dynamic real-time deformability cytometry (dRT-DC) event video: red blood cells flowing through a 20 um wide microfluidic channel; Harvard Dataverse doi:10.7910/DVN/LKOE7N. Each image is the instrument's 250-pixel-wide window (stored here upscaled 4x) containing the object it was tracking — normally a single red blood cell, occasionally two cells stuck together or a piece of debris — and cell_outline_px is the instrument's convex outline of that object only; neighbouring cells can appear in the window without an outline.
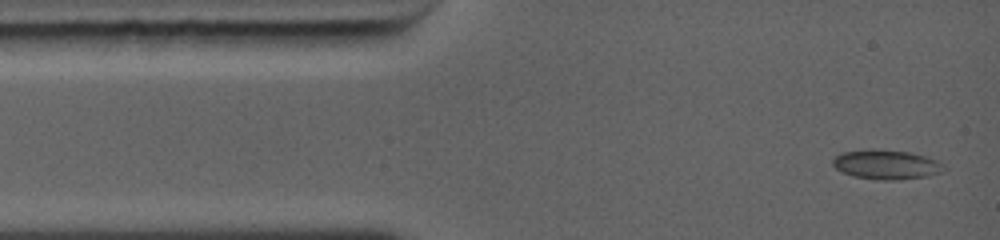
{"species": "common noctule bat (a hibernating species)", "species_latin": "Nyctalus noctula", "temperature_condition": "warm", "stored_images_in_passage": 24, "camera_frame_rate_fps": 5000, "um_per_image_px": 0.085, "animal": {"sex": "female", "body_mass_g": 19.0, "forearm_length_mm": 56.7}, "frame": {"image": 1, "passage_image": 1, "time_ms": 0.0, "image_size_px": [1000, 240], "cell_outline_px": [[944, 168], [940, 172], [928, 176], [900, 180], [884, 180], [852, 176], [836, 168], [832, 164], [832, 160], [836, 156], [844, 152], [908, 152], [924, 156], [936, 160], [944, 164]], "centroid_in_image_um": [75.38, 14.04], "position_along_channel_um": 9.6, "area_um2": 18.03}}
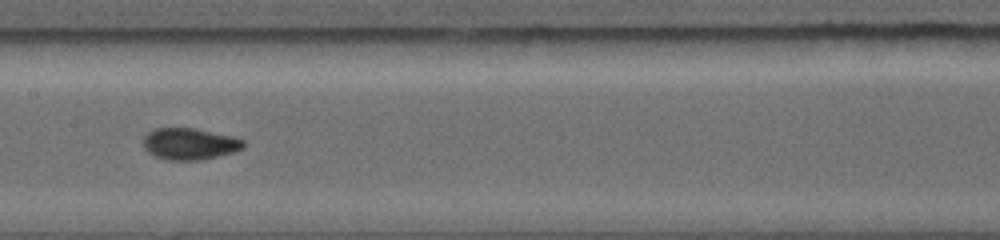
{"frame": {"image": 2, "passage_image": 11, "time_ms": 5.4, "image_size_px": [1000, 240], "cell_outline_px": [[248, 144], [244, 148], [232, 152], [200, 160], [164, 160], [152, 156], [144, 148], [144, 136], [148, 132], [156, 128], [192, 128], [232, 136], [244, 140]], "centroid_in_image_um": [16.11, 12.24], "position_along_channel_um": 191.3, "area_um2": 18.5}}
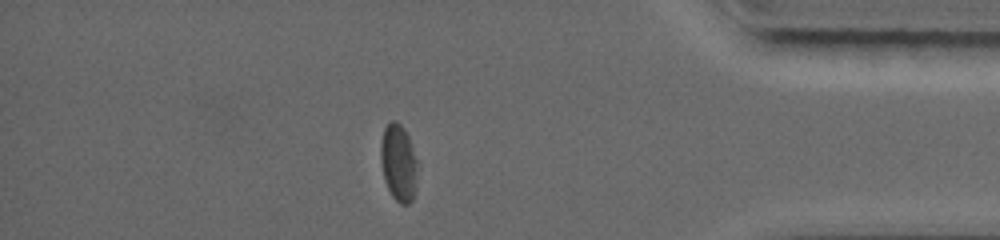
{"frame": {"image": 3, "passage_image": 21, "time_ms": 10.8, "image_size_px": [1000, 240], "cell_outline_px": [[416, 188], [412, 200], [408, 204], [400, 204], [392, 196], [384, 180], [380, 156], [380, 148], [384, 128], [392, 120], [396, 120], [400, 124], [408, 136], [416, 160]], "centroid_in_image_um": [33.86, 13.85], "position_along_channel_um": 401.3, "area_um2": 16.3}, "authors_computed_cell_mechanics": {"area_um2": 17.5423, "velocity_mm_per_s": 4.4776, "shape_relaxation_time_tau1_ms": 3.3199, "shape_relaxation_time_tau2_ms": null, "deformation_change_tau1": 0.1404, "deformation_change_tau2": null}}